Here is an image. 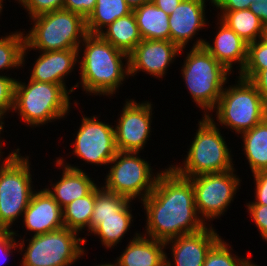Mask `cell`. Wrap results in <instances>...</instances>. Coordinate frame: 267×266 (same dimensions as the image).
Instances as JSON below:
<instances>
[{
    "label": "cell",
    "instance_id": "1",
    "mask_svg": "<svg viewBox=\"0 0 267 266\" xmlns=\"http://www.w3.org/2000/svg\"><path fill=\"white\" fill-rule=\"evenodd\" d=\"M162 169L155 188L141 202L146 213L141 234L165 243L198 232L207 224L197 213L191 180L178 175L170 166Z\"/></svg>",
    "mask_w": 267,
    "mask_h": 266
},
{
    "label": "cell",
    "instance_id": "2",
    "mask_svg": "<svg viewBox=\"0 0 267 266\" xmlns=\"http://www.w3.org/2000/svg\"><path fill=\"white\" fill-rule=\"evenodd\" d=\"M79 85L89 96L112 98L129 79L128 55L105 41L99 34H87L78 48ZM81 56V57H80ZM125 62V63H124Z\"/></svg>",
    "mask_w": 267,
    "mask_h": 266
},
{
    "label": "cell",
    "instance_id": "3",
    "mask_svg": "<svg viewBox=\"0 0 267 266\" xmlns=\"http://www.w3.org/2000/svg\"><path fill=\"white\" fill-rule=\"evenodd\" d=\"M71 93L72 87L66 89L63 85L31 79L22 82L18 78L12 113L18 114L20 121L33 129L64 120L72 111Z\"/></svg>",
    "mask_w": 267,
    "mask_h": 266
},
{
    "label": "cell",
    "instance_id": "4",
    "mask_svg": "<svg viewBox=\"0 0 267 266\" xmlns=\"http://www.w3.org/2000/svg\"><path fill=\"white\" fill-rule=\"evenodd\" d=\"M29 21L32 22L29 24L32 27L29 31H24L23 69L31 50L46 52L78 49L88 34L86 19L66 9L45 13L30 18Z\"/></svg>",
    "mask_w": 267,
    "mask_h": 266
},
{
    "label": "cell",
    "instance_id": "5",
    "mask_svg": "<svg viewBox=\"0 0 267 266\" xmlns=\"http://www.w3.org/2000/svg\"><path fill=\"white\" fill-rule=\"evenodd\" d=\"M198 129L187 148L183 163L169 165L178 175L192 178L202 174L225 172L235 169L231 152L221 130L208 117L198 121ZM175 164V165H174Z\"/></svg>",
    "mask_w": 267,
    "mask_h": 266
},
{
    "label": "cell",
    "instance_id": "6",
    "mask_svg": "<svg viewBox=\"0 0 267 266\" xmlns=\"http://www.w3.org/2000/svg\"><path fill=\"white\" fill-rule=\"evenodd\" d=\"M186 52L181 67V76L186 89L200 108L203 116H208L217 105L229 76L232 75L204 47H191Z\"/></svg>",
    "mask_w": 267,
    "mask_h": 266
},
{
    "label": "cell",
    "instance_id": "7",
    "mask_svg": "<svg viewBox=\"0 0 267 266\" xmlns=\"http://www.w3.org/2000/svg\"><path fill=\"white\" fill-rule=\"evenodd\" d=\"M11 151L0 161V230L13 231L37 189L32 181L30 156H21L19 147Z\"/></svg>",
    "mask_w": 267,
    "mask_h": 266
},
{
    "label": "cell",
    "instance_id": "8",
    "mask_svg": "<svg viewBox=\"0 0 267 266\" xmlns=\"http://www.w3.org/2000/svg\"><path fill=\"white\" fill-rule=\"evenodd\" d=\"M13 232L16 237H20L17 239V252L22 255L20 266H71L87 254V250H84L88 241L86 237H80L78 232L67 227L28 239L16 233L18 230L14 229Z\"/></svg>",
    "mask_w": 267,
    "mask_h": 266
},
{
    "label": "cell",
    "instance_id": "9",
    "mask_svg": "<svg viewBox=\"0 0 267 266\" xmlns=\"http://www.w3.org/2000/svg\"><path fill=\"white\" fill-rule=\"evenodd\" d=\"M234 82L236 83L223 89L217 105L208 117L217 126L230 129L239 137L267 117V108L249 80L238 76ZM212 112H215L214 117Z\"/></svg>",
    "mask_w": 267,
    "mask_h": 266
},
{
    "label": "cell",
    "instance_id": "10",
    "mask_svg": "<svg viewBox=\"0 0 267 266\" xmlns=\"http://www.w3.org/2000/svg\"><path fill=\"white\" fill-rule=\"evenodd\" d=\"M140 152L118 151L109 162L110 169L103 182L106 191L140 203L153 191L161 170L154 173L151 162L141 158ZM137 198V199H136Z\"/></svg>",
    "mask_w": 267,
    "mask_h": 266
},
{
    "label": "cell",
    "instance_id": "11",
    "mask_svg": "<svg viewBox=\"0 0 267 266\" xmlns=\"http://www.w3.org/2000/svg\"><path fill=\"white\" fill-rule=\"evenodd\" d=\"M236 169L208 173L189 178L192 182L195 205L199 217L208 225L214 219L225 215L231 202L236 198L242 179ZM207 221V222H206Z\"/></svg>",
    "mask_w": 267,
    "mask_h": 266
},
{
    "label": "cell",
    "instance_id": "12",
    "mask_svg": "<svg viewBox=\"0 0 267 266\" xmlns=\"http://www.w3.org/2000/svg\"><path fill=\"white\" fill-rule=\"evenodd\" d=\"M81 117L77 133L73 134L76 136L72 139V156L80 158L88 165L108 166L118 152L114 126L102 122L96 115L89 117L83 114Z\"/></svg>",
    "mask_w": 267,
    "mask_h": 266
},
{
    "label": "cell",
    "instance_id": "13",
    "mask_svg": "<svg viewBox=\"0 0 267 266\" xmlns=\"http://www.w3.org/2000/svg\"><path fill=\"white\" fill-rule=\"evenodd\" d=\"M153 104L151 101L136 102L126 99L123 108L114 121L115 141L118 151L140 152L146 147L152 133Z\"/></svg>",
    "mask_w": 267,
    "mask_h": 266
},
{
    "label": "cell",
    "instance_id": "14",
    "mask_svg": "<svg viewBox=\"0 0 267 266\" xmlns=\"http://www.w3.org/2000/svg\"><path fill=\"white\" fill-rule=\"evenodd\" d=\"M185 49L170 40L142 39L128 55L129 78L141 71L159 80L166 77L168 67Z\"/></svg>",
    "mask_w": 267,
    "mask_h": 266
},
{
    "label": "cell",
    "instance_id": "15",
    "mask_svg": "<svg viewBox=\"0 0 267 266\" xmlns=\"http://www.w3.org/2000/svg\"><path fill=\"white\" fill-rule=\"evenodd\" d=\"M208 1L209 5L213 6V0H182L169 15L170 41L180 49L186 48V45L188 47L193 41L192 47H203L205 38H194L200 35V30L208 28L211 24L205 12Z\"/></svg>",
    "mask_w": 267,
    "mask_h": 266
},
{
    "label": "cell",
    "instance_id": "16",
    "mask_svg": "<svg viewBox=\"0 0 267 266\" xmlns=\"http://www.w3.org/2000/svg\"><path fill=\"white\" fill-rule=\"evenodd\" d=\"M221 238L213 225L208 224L198 232L169 240L165 247H170L173 260L166 253L165 266H203L206 255Z\"/></svg>",
    "mask_w": 267,
    "mask_h": 266
},
{
    "label": "cell",
    "instance_id": "17",
    "mask_svg": "<svg viewBox=\"0 0 267 266\" xmlns=\"http://www.w3.org/2000/svg\"><path fill=\"white\" fill-rule=\"evenodd\" d=\"M64 158L59 156L54 161L55 167L62 169V176L56 182L50 180V187L45 185V189L62 209L77 198L88 195L97 186L94 178L79 168L81 166L67 163Z\"/></svg>",
    "mask_w": 267,
    "mask_h": 266
},
{
    "label": "cell",
    "instance_id": "18",
    "mask_svg": "<svg viewBox=\"0 0 267 266\" xmlns=\"http://www.w3.org/2000/svg\"><path fill=\"white\" fill-rule=\"evenodd\" d=\"M22 219L26 231H30L29 234L32 232L31 236L64 227L62 208L45 188L33 193Z\"/></svg>",
    "mask_w": 267,
    "mask_h": 266
},
{
    "label": "cell",
    "instance_id": "19",
    "mask_svg": "<svg viewBox=\"0 0 267 266\" xmlns=\"http://www.w3.org/2000/svg\"><path fill=\"white\" fill-rule=\"evenodd\" d=\"M38 54L32 64L33 67L29 69L30 77L27 78L37 82L63 85L69 89L66 78L72 75L74 69L78 70L75 68H78V49L46 51Z\"/></svg>",
    "mask_w": 267,
    "mask_h": 266
},
{
    "label": "cell",
    "instance_id": "20",
    "mask_svg": "<svg viewBox=\"0 0 267 266\" xmlns=\"http://www.w3.org/2000/svg\"><path fill=\"white\" fill-rule=\"evenodd\" d=\"M213 44L205 39L203 47L229 72L233 74L234 64L237 73L240 74L247 60L248 43L240 38L236 32L230 29L219 18Z\"/></svg>",
    "mask_w": 267,
    "mask_h": 266
},
{
    "label": "cell",
    "instance_id": "21",
    "mask_svg": "<svg viewBox=\"0 0 267 266\" xmlns=\"http://www.w3.org/2000/svg\"><path fill=\"white\" fill-rule=\"evenodd\" d=\"M134 232L132 239L115 260L117 266H165V243Z\"/></svg>",
    "mask_w": 267,
    "mask_h": 266
},
{
    "label": "cell",
    "instance_id": "22",
    "mask_svg": "<svg viewBox=\"0 0 267 266\" xmlns=\"http://www.w3.org/2000/svg\"><path fill=\"white\" fill-rule=\"evenodd\" d=\"M129 200L118 212L117 216L91 217L90 236H96L100 239V244L105 249L114 248L121 243L125 234H128L132 224V204ZM131 208V209H130Z\"/></svg>",
    "mask_w": 267,
    "mask_h": 266
},
{
    "label": "cell",
    "instance_id": "23",
    "mask_svg": "<svg viewBox=\"0 0 267 266\" xmlns=\"http://www.w3.org/2000/svg\"><path fill=\"white\" fill-rule=\"evenodd\" d=\"M142 39L170 40L169 15L152 1L132 9Z\"/></svg>",
    "mask_w": 267,
    "mask_h": 266
},
{
    "label": "cell",
    "instance_id": "24",
    "mask_svg": "<svg viewBox=\"0 0 267 266\" xmlns=\"http://www.w3.org/2000/svg\"><path fill=\"white\" fill-rule=\"evenodd\" d=\"M99 35L127 55L142 41L133 11L124 17L116 19L105 27Z\"/></svg>",
    "mask_w": 267,
    "mask_h": 266
},
{
    "label": "cell",
    "instance_id": "25",
    "mask_svg": "<svg viewBox=\"0 0 267 266\" xmlns=\"http://www.w3.org/2000/svg\"><path fill=\"white\" fill-rule=\"evenodd\" d=\"M240 138L252 174L267 171V117L252 129L241 133Z\"/></svg>",
    "mask_w": 267,
    "mask_h": 266
},
{
    "label": "cell",
    "instance_id": "26",
    "mask_svg": "<svg viewBox=\"0 0 267 266\" xmlns=\"http://www.w3.org/2000/svg\"><path fill=\"white\" fill-rule=\"evenodd\" d=\"M216 17L248 44L255 42L261 37L263 24L249 9L218 11Z\"/></svg>",
    "mask_w": 267,
    "mask_h": 266
},
{
    "label": "cell",
    "instance_id": "27",
    "mask_svg": "<svg viewBox=\"0 0 267 266\" xmlns=\"http://www.w3.org/2000/svg\"><path fill=\"white\" fill-rule=\"evenodd\" d=\"M132 12L125 0H96L94 10L86 18L88 34H99L116 19Z\"/></svg>",
    "mask_w": 267,
    "mask_h": 266
},
{
    "label": "cell",
    "instance_id": "28",
    "mask_svg": "<svg viewBox=\"0 0 267 266\" xmlns=\"http://www.w3.org/2000/svg\"><path fill=\"white\" fill-rule=\"evenodd\" d=\"M95 205V188L86 196L77 198L62 209L64 227L90 235V220ZM87 232H84V231Z\"/></svg>",
    "mask_w": 267,
    "mask_h": 266
},
{
    "label": "cell",
    "instance_id": "29",
    "mask_svg": "<svg viewBox=\"0 0 267 266\" xmlns=\"http://www.w3.org/2000/svg\"><path fill=\"white\" fill-rule=\"evenodd\" d=\"M24 32L16 30L0 37V75L23 67ZM7 70V71H5ZM3 71V73H2ZM6 73H5V72Z\"/></svg>",
    "mask_w": 267,
    "mask_h": 266
},
{
    "label": "cell",
    "instance_id": "30",
    "mask_svg": "<svg viewBox=\"0 0 267 266\" xmlns=\"http://www.w3.org/2000/svg\"><path fill=\"white\" fill-rule=\"evenodd\" d=\"M223 237L210 249L206 255L203 266H250L253 261L251 253H247L246 257L234 254L230 243Z\"/></svg>",
    "mask_w": 267,
    "mask_h": 266
},
{
    "label": "cell",
    "instance_id": "31",
    "mask_svg": "<svg viewBox=\"0 0 267 266\" xmlns=\"http://www.w3.org/2000/svg\"><path fill=\"white\" fill-rule=\"evenodd\" d=\"M129 200L116 193L106 191L102 185L95 187V205L92 217L117 216V212Z\"/></svg>",
    "mask_w": 267,
    "mask_h": 266
},
{
    "label": "cell",
    "instance_id": "32",
    "mask_svg": "<svg viewBox=\"0 0 267 266\" xmlns=\"http://www.w3.org/2000/svg\"><path fill=\"white\" fill-rule=\"evenodd\" d=\"M263 69H267V44L258 39L248 44L247 60L238 76L250 81Z\"/></svg>",
    "mask_w": 267,
    "mask_h": 266
},
{
    "label": "cell",
    "instance_id": "33",
    "mask_svg": "<svg viewBox=\"0 0 267 266\" xmlns=\"http://www.w3.org/2000/svg\"><path fill=\"white\" fill-rule=\"evenodd\" d=\"M8 75H0V114L6 118V116L12 111L14 107V95L16 77H10Z\"/></svg>",
    "mask_w": 267,
    "mask_h": 266
},
{
    "label": "cell",
    "instance_id": "34",
    "mask_svg": "<svg viewBox=\"0 0 267 266\" xmlns=\"http://www.w3.org/2000/svg\"><path fill=\"white\" fill-rule=\"evenodd\" d=\"M65 0H21L18 4L26 10L30 18L63 9Z\"/></svg>",
    "mask_w": 267,
    "mask_h": 266
},
{
    "label": "cell",
    "instance_id": "35",
    "mask_svg": "<svg viewBox=\"0 0 267 266\" xmlns=\"http://www.w3.org/2000/svg\"><path fill=\"white\" fill-rule=\"evenodd\" d=\"M18 238L13 231L0 230V265H4L13 251L19 250ZM11 253V254H10Z\"/></svg>",
    "mask_w": 267,
    "mask_h": 266
},
{
    "label": "cell",
    "instance_id": "36",
    "mask_svg": "<svg viewBox=\"0 0 267 266\" xmlns=\"http://www.w3.org/2000/svg\"><path fill=\"white\" fill-rule=\"evenodd\" d=\"M246 209L262 240L267 243V205H246Z\"/></svg>",
    "mask_w": 267,
    "mask_h": 266
},
{
    "label": "cell",
    "instance_id": "37",
    "mask_svg": "<svg viewBox=\"0 0 267 266\" xmlns=\"http://www.w3.org/2000/svg\"><path fill=\"white\" fill-rule=\"evenodd\" d=\"M255 192L253 202L248 201L246 205H267V171H259L253 175Z\"/></svg>",
    "mask_w": 267,
    "mask_h": 266
},
{
    "label": "cell",
    "instance_id": "38",
    "mask_svg": "<svg viewBox=\"0 0 267 266\" xmlns=\"http://www.w3.org/2000/svg\"><path fill=\"white\" fill-rule=\"evenodd\" d=\"M96 0H65L63 9L77 13L86 19L94 10Z\"/></svg>",
    "mask_w": 267,
    "mask_h": 266
},
{
    "label": "cell",
    "instance_id": "39",
    "mask_svg": "<svg viewBox=\"0 0 267 266\" xmlns=\"http://www.w3.org/2000/svg\"><path fill=\"white\" fill-rule=\"evenodd\" d=\"M253 0H213V8L219 11H237L249 9Z\"/></svg>",
    "mask_w": 267,
    "mask_h": 266
},
{
    "label": "cell",
    "instance_id": "40",
    "mask_svg": "<svg viewBox=\"0 0 267 266\" xmlns=\"http://www.w3.org/2000/svg\"><path fill=\"white\" fill-rule=\"evenodd\" d=\"M250 82L256 87L267 108V69L259 71Z\"/></svg>",
    "mask_w": 267,
    "mask_h": 266
},
{
    "label": "cell",
    "instance_id": "41",
    "mask_svg": "<svg viewBox=\"0 0 267 266\" xmlns=\"http://www.w3.org/2000/svg\"><path fill=\"white\" fill-rule=\"evenodd\" d=\"M261 21V23L267 24V0H253L249 7Z\"/></svg>",
    "mask_w": 267,
    "mask_h": 266
},
{
    "label": "cell",
    "instance_id": "42",
    "mask_svg": "<svg viewBox=\"0 0 267 266\" xmlns=\"http://www.w3.org/2000/svg\"><path fill=\"white\" fill-rule=\"evenodd\" d=\"M159 9L170 15L182 0H151Z\"/></svg>",
    "mask_w": 267,
    "mask_h": 266
},
{
    "label": "cell",
    "instance_id": "43",
    "mask_svg": "<svg viewBox=\"0 0 267 266\" xmlns=\"http://www.w3.org/2000/svg\"><path fill=\"white\" fill-rule=\"evenodd\" d=\"M4 117L0 114V152L2 153V154H4L5 152H3L2 150H4V149H2V148H4V146L3 145H5L6 143V141L5 140H3L2 139V137H1V132H4L3 130H4V126H5V121H4Z\"/></svg>",
    "mask_w": 267,
    "mask_h": 266
},
{
    "label": "cell",
    "instance_id": "44",
    "mask_svg": "<svg viewBox=\"0 0 267 266\" xmlns=\"http://www.w3.org/2000/svg\"><path fill=\"white\" fill-rule=\"evenodd\" d=\"M125 1L132 9H134L138 6H141L144 3L150 2L151 0H125Z\"/></svg>",
    "mask_w": 267,
    "mask_h": 266
},
{
    "label": "cell",
    "instance_id": "45",
    "mask_svg": "<svg viewBox=\"0 0 267 266\" xmlns=\"http://www.w3.org/2000/svg\"><path fill=\"white\" fill-rule=\"evenodd\" d=\"M260 40L267 44V24H264L262 27V33H261V37Z\"/></svg>",
    "mask_w": 267,
    "mask_h": 266
},
{
    "label": "cell",
    "instance_id": "46",
    "mask_svg": "<svg viewBox=\"0 0 267 266\" xmlns=\"http://www.w3.org/2000/svg\"><path fill=\"white\" fill-rule=\"evenodd\" d=\"M94 266V265H93ZM95 266H117V264H116V262L114 261V262H112L111 263V261H110V263L108 262H106V263H100V264H98V265H95Z\"/></svg>",
    "mask_w": 267,
    "mask_h": 266
},
{
    "label": "cell",
    "instance_id": "47",
    "mask_svg": "<svg viewBox=\"0 0 267 266\" xmlns=\"http://www.w3.org/2000/svg\"><path fill=\"white\" fill-rule=\"evenodd\" d=\"M3 8H5V7L3 6V3L0 1V15H2Z\"/></svg>",
    "mask_w": 267,
    "mask_h": 266
},
{
    "label": "cell",
    "instance_id": "48",
    "mask_svg": "<svg viewBox=\"0 0 267 266\" xmlns=\"http://www.w3.org/2000/svg\"><path fill=\"white\" fill-rule=\"evenodd\" d=\"M4 155L0 152V161L4 158Z\"/></svg>",
    "mask_w": 267,
    "mask_h": 266
},
{
    "label": "cell",
    "instance_id": "49",
    "mask_svg": "<svg viewBox=\"0 0 267 266\" xmlns=\"http://www.w3.org/2000/svg\"><path fill=\"white\" fill-rule=\"evenodd\" d=\"M0 1L4 4L3 1H5V0H0ZM16 1L19 3L21 0H15V2H16Z\"/></svg>",
    "mask_w": 267,
    "mask_h": 266
},
{
    "label": "cell",
    "instance_id": "50",
    "mask_svg": "<svg viewBox=\"0 0 267 266\" xmlns=\"http://www.w3.org/2000/svg\"><path fill=\"white\" fill-rule=\"evenodd\" d=\"M250 266H260V265H257L256 263H252Z\"/></svg>",
    "mask_w": 267,
    "mask_h": 266
}]
</instances>
